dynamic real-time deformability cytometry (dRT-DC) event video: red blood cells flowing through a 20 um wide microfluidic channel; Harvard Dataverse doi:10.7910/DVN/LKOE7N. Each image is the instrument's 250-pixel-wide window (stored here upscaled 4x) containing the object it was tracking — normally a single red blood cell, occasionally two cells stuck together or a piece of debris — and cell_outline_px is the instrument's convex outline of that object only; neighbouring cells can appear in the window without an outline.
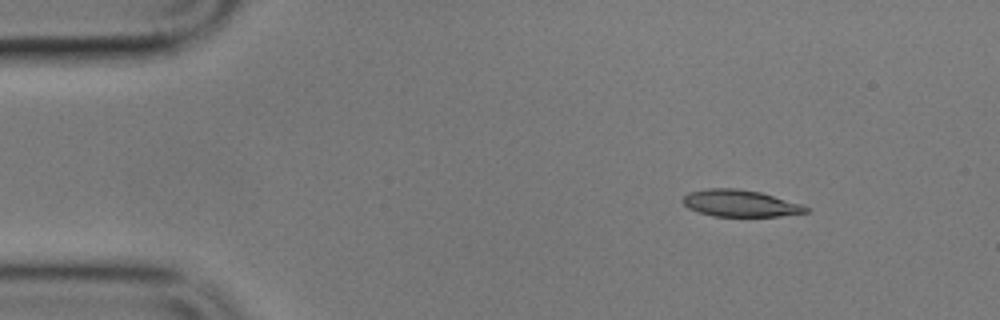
{"species": "common noctule bat (a hibernating species)", "species_latin": "Nyctalus noctula", "temperature_condition": "cold", "stored_images_in_passage": 8, "camera_frame_rate_fps": 3000, "um_per_image_px": 0.085, "animal": {"sex": "male", "body_mass_g": 17.9}, "frame": {"image": 1, "passage_image": 1, "time_ms": 0.0, "image_size_px": [1000, 320], "cell_outline_px": [[808, 212], [780, 216], [712, 216], [688, 208], [680, 200], [688, 192], [708, 188], [736, 188], [760, 192], [804, 204], [808, 208]], "centroid_in_image_um": [62.91, 17.27], "position_along_channel_um": 22.1, "area_um2": 19.31}}
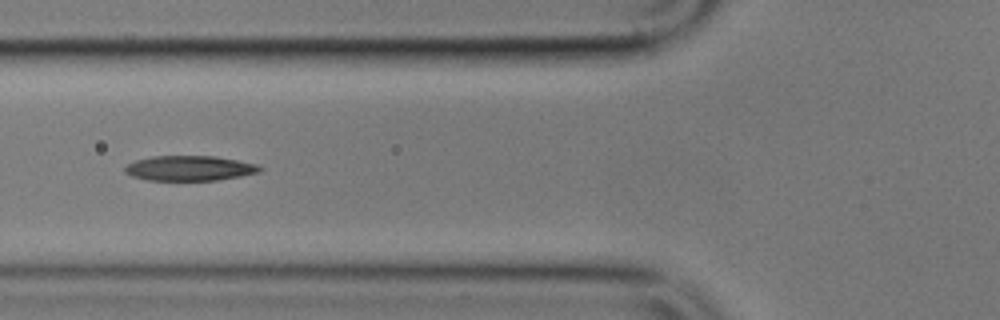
{"frame": {"image": 2, "passage_image": 5, "time_ms": 4.667, "image_size_px": [1000, 320], "cell_outline_px": [[264, 168], [260, 172], [240, 176], [216, 180], [148, 180], [132, 176], [124, 172], [124, 168], [128, 164], [136, 160], [152, 156], [216, 156], [256, 164]], "centroid_in_image_um": [16.11, 14.29], "position_along_channel_um": 109.7, "area_um2": 19.59}}
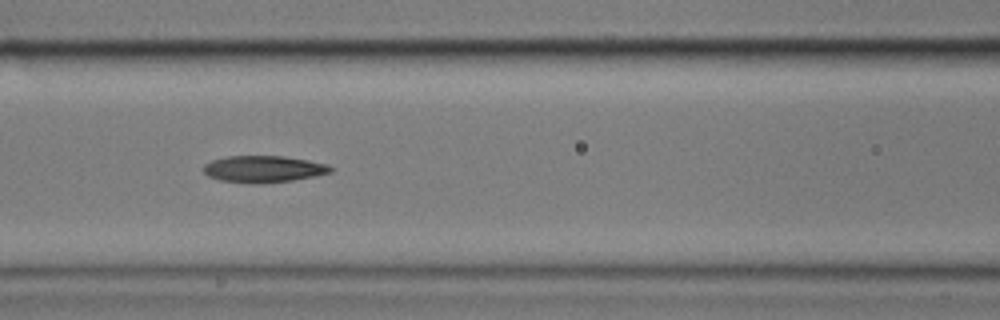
{"frame": {"image": 3, "passage_image": 6, "time_ms": 5.667, "image_size_px": [1000, 320], "cell_outline_px": [[336, 168], [332, 172], [316, 176], [292, 180], [260, 184], [248, 184], [220, 180], [208, 176], [204, 172], [204, 164], [212, 160], [228, 156], [284, 156], [308, 160], [328, 164]], "centroid_in_image_um": [22.43, 14.37], "position_along_channel_um": 144.2, "area_um2": 20.06}}